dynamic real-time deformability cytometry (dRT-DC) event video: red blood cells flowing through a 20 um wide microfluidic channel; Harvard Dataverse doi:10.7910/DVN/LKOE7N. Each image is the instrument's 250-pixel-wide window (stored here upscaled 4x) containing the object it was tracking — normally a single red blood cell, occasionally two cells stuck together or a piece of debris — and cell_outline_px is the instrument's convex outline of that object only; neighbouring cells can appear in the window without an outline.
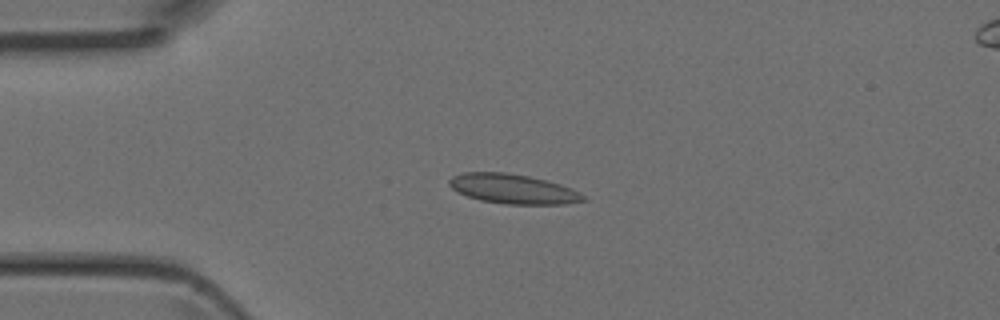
{"species": "Egyptian fruit bat (a non-hibernating species)", "species_latin": "Rousettus aegyptiacus", "temperature_condition": "room temperature", "stored_images_in_passage": 2, "camera_frame_rate_fps": 3000, "um_per_image_px": 0.085, "animal": {"sex": "female"}, "frame": {"image": 1, "passage_image": 2, "time_ms": 0.333, "image_size_px": [1000, 320], "cell_outline_px": [[588, 200], [564, 204], [508, 204], [480, 200], [456, 192], [448, 184], [448, 180], [452, 176], [464, 172], [504, 172], [528, 176], [560, 184], [572, 188], [580, 192]], "centroid_in_image_um": [43.59, 16.06], "position_along_channel_um": 41.4, "area_um2": 23.12}}